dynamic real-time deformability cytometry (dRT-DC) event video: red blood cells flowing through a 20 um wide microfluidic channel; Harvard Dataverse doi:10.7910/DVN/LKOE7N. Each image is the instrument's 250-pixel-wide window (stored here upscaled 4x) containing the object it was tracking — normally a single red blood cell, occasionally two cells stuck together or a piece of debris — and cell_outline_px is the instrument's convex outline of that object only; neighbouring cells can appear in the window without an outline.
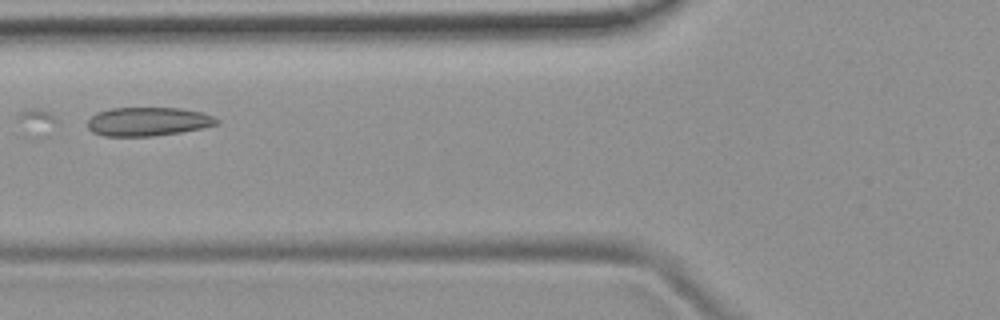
{"species": "common noctule bat (a hibernating species)", "species_latin": "Nyctalus noctula", "temperature_condition": "room temperature", "stored_images_in_passage": 4, "camera_frame_rate_fps": 3000, "um_per_image_px": 0.085, "animal": {"sex": "female", "body_mass_g": 19.9}, "frame": {"image": 1, "passage_image": 4, "time_ms": 3.333, "image_size_px": [1000, 320], "cell_outline_px": [[220, 124], [180, 132], [152, 136], [104, 136], [92, 132], [88, 128], [88, 120], [96, 112], [112, 108], [180, 108], [200, 112], [212, 116], [220, 120]], "centroid_in_image_um": [12.56, 10.33], "position_along_channel_um": 113.2, "area_um2": 21.56}}